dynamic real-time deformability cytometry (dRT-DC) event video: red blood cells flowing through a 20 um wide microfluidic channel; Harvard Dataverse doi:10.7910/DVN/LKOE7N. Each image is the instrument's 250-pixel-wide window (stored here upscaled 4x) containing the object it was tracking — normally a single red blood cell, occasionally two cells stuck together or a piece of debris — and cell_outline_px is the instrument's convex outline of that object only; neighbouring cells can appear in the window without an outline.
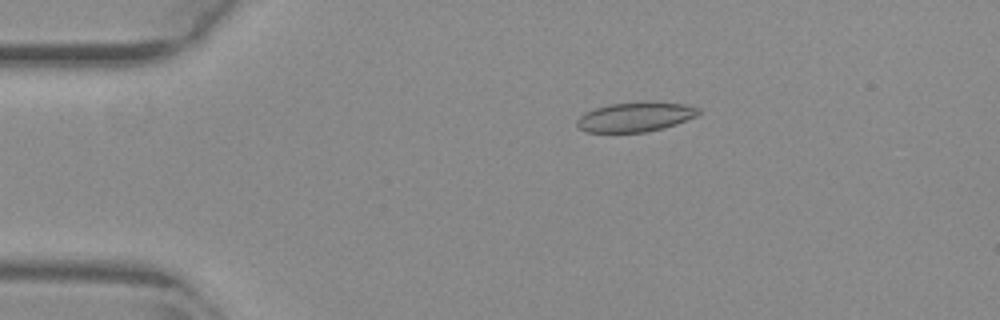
{"species": "common noctule bat (a hibernating species)", "species_latin": "Nyctalus noctula", "temperature_condition": "warm", "stored_images_in_passage": 54, "camera_frame_rate_fps": 3000, "um_per_image_px": 0.085, "animal": {"sex": "female", "body_mass_g": 29.2, "forearm_length_mm": 56.3}, "frame": {"image": 1, "passage_image": 11, "time_ms": 3.333, "image_size_px": [1000, 320], "cell_outline_px": [[700, 112], [696, 116], [676, 124], [664, 128], [644, 132], [588, 132], [580, 128], [576, 124], [576, 120], [584, 112], [608, 104], [644, 100], [684, 104], [700, 108]], "centroid_in_image_um": [54.01, 9.91], "position_along_channel_um": 31.0, "area_um2": 21.21}}
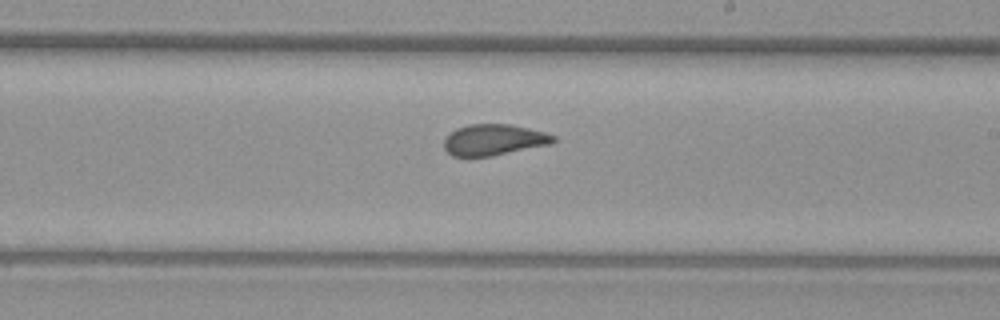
{"frame": {"image": 2, "passage_image": 32, "time_ms": 10.333, "image_size_px": [1000, 320], "cell_outline_px": [[556, 140], [552, 144], [492, 156], [452, 156], [444, 148], [444, 140], [456, 128], [468, 124], [512, 124], [544, 132], [556, 136]], "centroid_in_image_um": [42.0, 11.88], "position_along_channel_um": 247.0, "area_um2": 19.83}}
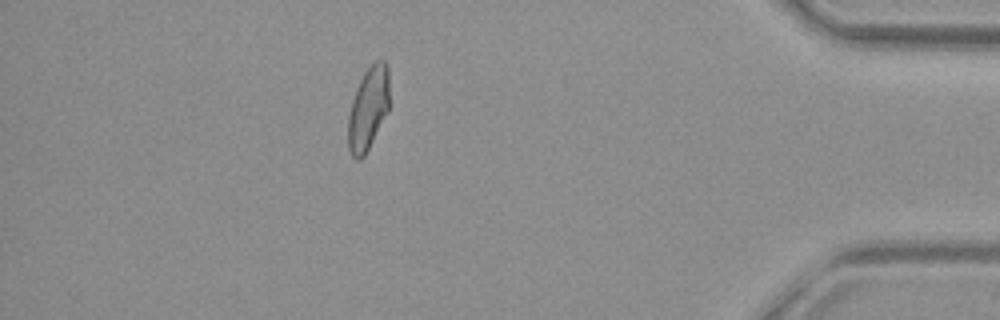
{"frame": {"image": 3, "passage_image": 48, "time_ms": 15.667, "image_size_px": [1000, 320], "cell_outline_px": [[388, 112], [364, 156], [360, 160], [356, 160], [352, 156], [348, 148], [348, 116], [352, 100], [356, 88], [364, 72], [376, 60], [384, 60], [388, 64]], "centroid_in_image_um": [31.29, 9.23], "position_along_channel_um": 403.9, "area_um2": 19.94}, "authors_computed_cell_mechanics": {"area_um2": 20.6924, "velocity_mm_per_s": 3.8419, "shape_relaxation_time_tau1_ms": 10.35, "shape_relaxation_time_tau2_ms": 1.0389, "deformation_change_tau1": 0.2066, "deformation_change_tau2": 0.0565}}